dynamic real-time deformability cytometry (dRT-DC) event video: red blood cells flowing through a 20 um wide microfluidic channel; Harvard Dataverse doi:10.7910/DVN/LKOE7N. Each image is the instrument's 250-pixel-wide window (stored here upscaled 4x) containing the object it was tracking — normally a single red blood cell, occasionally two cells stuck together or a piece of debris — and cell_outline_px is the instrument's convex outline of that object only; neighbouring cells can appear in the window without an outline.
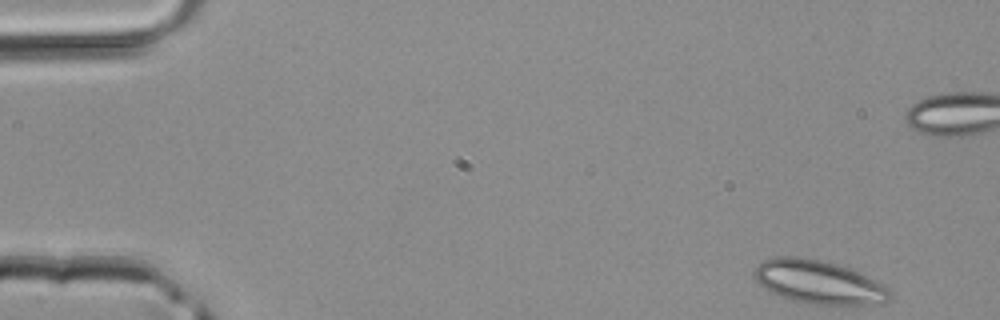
{"species": "common noctule bat (a hibernating species)", "species_latin": "Nyctalus noctula", "temperature_condition": "room temperature", "stored_images_in_passage": 43, "camera_frame_rate_fps": 3000, "um_per_image_px": 0.085, "animal": {"sex": "male", "body_mass_g": 20.4}, "frame": {"image": 1, "passage_image": 1, "time_ms": 0.0, "image_size_px": [1000, 320], "cell_outline_px": [[888, 300], [884, 304], [812, 304], [792, 300], [772, 292], [760, 284], [756, 280], [752, 272], [760, 260], [776, 256], [796, 256], [820, 260], [836, 264], [848, 268], [880, 284], [888, 292]], "centroid_in_image_um": [69.48, 23.96], "position_along_channel_um": 15.5, "area_um2": 33.64}}
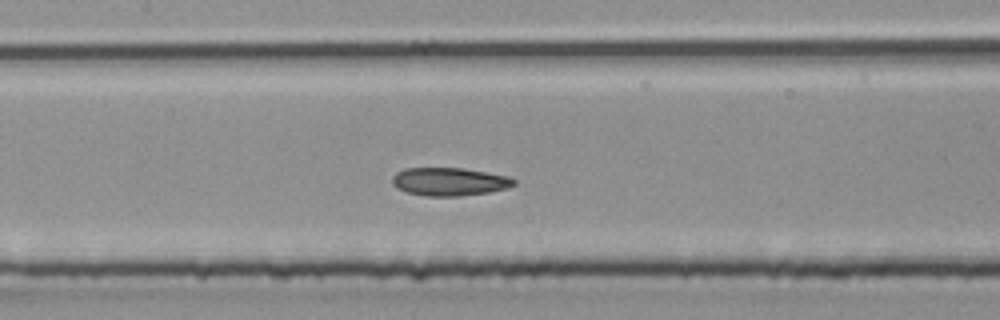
{"frame": {"image": 2, "passage_image": 19, "time_ms": 6.0, "image_size_px": [1000, 320], "cell_outline_px": [[516, 184], [508, 188], [488, 192], [460, 196], [428, 196], [408, 192], [396, 188], [392, 184], [392, 176], [396, 172], [404, 168], [464, 168], [508, 176], [516, 180]], "centroid_in_image_um": [38.19, 15.43], "position_along_channel_um": 169.2, "area_um2": 20.0}}
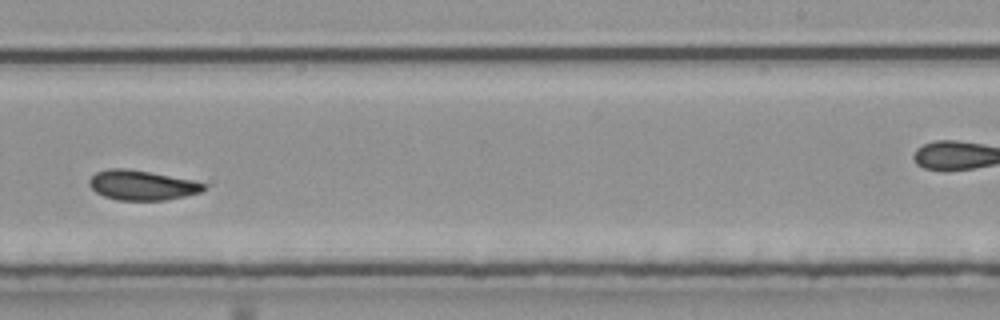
{"frame": {"image": 3, "passage_image": 26, "time_ms": 8.333, "image_size_px": [1000, 320], "cell_outline_px": [[208, 188], [200, 192], [168, 200], [116, 200], [104, 196], [96, 192], [88, 184], [88, 180], [96, 172], [108, 168], [128, 168], [192, 180], [204, 184]], "centroid_in_image_um": [12.04, 15.74], "position_along_channel_um": 277.0, "area_um2": 19.88}}